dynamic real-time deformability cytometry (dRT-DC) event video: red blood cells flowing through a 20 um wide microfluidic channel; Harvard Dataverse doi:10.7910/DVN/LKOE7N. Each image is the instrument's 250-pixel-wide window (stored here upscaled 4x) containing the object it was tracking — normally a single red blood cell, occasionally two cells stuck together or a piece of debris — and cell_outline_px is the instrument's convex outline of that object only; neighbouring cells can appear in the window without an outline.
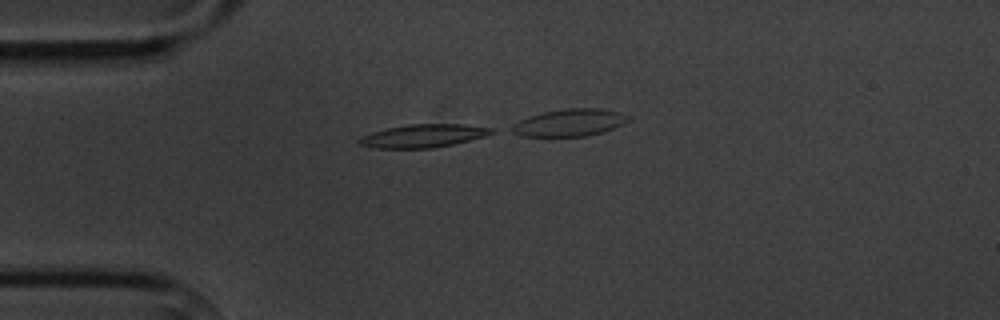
{"species": "common noctule bat (a hibernating species)", "species_latin": "Nyctalus noctula", "temperature_condition": "cold", "stored_images_in_passage": 4, "camera_frame_rate_fps": 3000, "um_per_image_px": 0.085, "animal": {"sex": "male", "body_mass_g": 20.1, "forearm_length_mm": 53.5}, "frame": {"image": 1, "passage_image": 3, "time_ms": 2.333, "image_size_px": [1000, 320], "cell_outline_px": [[496, 132], [484, 136], [452, 144], [432, 148], [376, 148], [360, 144], [356, 140], [360, 136], [372, 132], [388, 128], [408, 124], [464, 124], [492, 128]], "centroid_in_image_um": [35.95, 11.54], "position_along_channel_um": 49.0, "area_um2": 17.69}}